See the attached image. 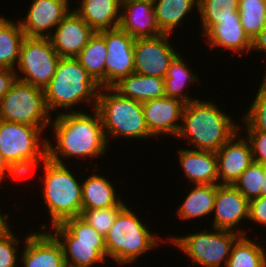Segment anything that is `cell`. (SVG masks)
Listing matches in <instances>:
<instances>
[{
    "label": "cell",
    "instance_id": "1",
    "mask_svg": "<svg viewBox=\"0 0 266 267\" xmlns=\"http://www.w3.org/2000/svg\"><path fill=\"white\" fill-rule=\"evenodd\" d=\"M92 110L94 115L76 109L64 113L57 111L58 114L56 113V117L50 124L55 135L53 140L56 141V146L51 144V140H47L50 160L66 164L62 160L66 159L65 157L93 159L106 154L109 144L105 139L103 123L98 111L93 108Z\"/></svg>",
    "mask_w": 266,
    "mask_h": 267
},
{
    "label": "cell",
    "instance_id": "2",
    "mask_svg": "<svg viewBox=\"0 0 266 267\" xmlns=\"http://www.w3.org/2000/svg\"><path fill=\"white\" fill-rule=\"evenodd\" d=\"M213 101L195 100L184 105L177 138L188 140L194 150L218 151L239 130L240 125Z\"/></svg>",
    "mask_w": 266,
    "mask_h": 267
},
{
    "label": "cell",
    "instance_id": "3",
    "mask_svg": "<svg viewBox=\"0 0 266 267\" xmlns=\"http://www.w3.org/2000/svg\"><path fill=\"white\" fill-rule=\"evenodd\" d=\"M100 85L75 57H61L54 76L44 88L49 113L59 108L71 112L74 105L87 102L96 108Z\"/></svg>",
    "mask_w": 266,
    "mask_h": 267
},
{
    "label": "cell",
    "instance_id": "4",
    "mask_svg": "<svg viewBox=\"0 0 266 267\" xmlns=\"http://www.w3.org/2000/svg\"><path fill=\"white\" fill-rule=\"evenodd\" d=\"M95 109L100 114L107 143L123 136L144 140L153 137L145 122L142 102L122 96L113 87L100 88Z\"/></svg>",
    "mask_w": 266,
    "mask_h": 267
},
{
    "label": "cell",
    "instance_id": "5",
    "mask_svg": "<svg viewBox=\"0 0 266 267\" xmlns=\"http://www.w3.org/2000/svg\"><path fill=\"white\" fill-rule=\"evenodd\" d=\"M51 229L50 233L61 245L67 267H93L106 262L105 237L80 216L66 219Z\"/></svg>",
    "mask_w": 266,
    "mask_h": 267
},
{
    "label": "cell",
    "instance_id": "6",
    "mask_svg": "<svg viewBox=\"0 0 266 267\" xmlns=\"http://www.w3.org/2000/svg\"><path fill=\"white\" fill-rule=\"evenodd\" d=\"M142 219L125 206L117 215L105 236L107 258L125 266L136 262L140 255L155 249L161 243L159 237L143 224Z\"/></svg>",
    "mask_w": 266,
    "mask_h": 267
},
{
    "label": "cell",
    "instance_id": "7",
    "mask_svg": "<svg viewBox=\"0 0 266 267\" xmlns=\"http://www.w3.org/2000/svg\"><path fill=\"white\" fill-rule=\"evenodd\" d=\"M42 196L50 215L51 226L82 213V182L66 167L48 158L43 164Z\"/></svg>",
    "mask_w": 266,
    "mask_h": 267
},
{
    "label": "cell",
    "instance_id": "8",
    "mask_svg": "<svg viewBox=\"0 0 266 267\" xmlns=\"http://www.w3.org/2000/svg\"><path fill=\"white\" fill-rule=\"evenodd\" d=\"M211 229L212 232L205 229L187 236L167 237L166 242L170 241L169 243L179 247L192 259L193 265L222 267L224 264L226 267L232 245L240 235L228 230Z\"/></svg>",
    "mask_w": 266,
    "mask_h": 267
},
{
    "label": "cell",
    "instance_id": "9",
    "mask_svg": "<svg viewBox=\"0 0 266 267\" xmlns=\"http://www.w3.org/2000/svg\"><path fill=\"white\" fill-rule=\"evenodd\" d=\"M0 120L46 128L52 122L44 89L16 81L0 101Z\"/></svg>",
    "mask_w": 266,
    "mask_h": 267
},
{
    "label": "cell",
    "instance_id": "10",
    "mask_svg": "<svg viewBox=\"0 0 266 267\" xmlns=\"http://www.w3.org/2000/svg\"><path fill=\"white\" fill-rule=\"evenodd\" d=\"M60 58L49 38L25 37L15 69L16 78L44 89L54 76Z\"/></svg>",
    "mask_w": 266,
    "mask_h": 267
},
{
    "label": "cell",
    "instance_id": "11",
    "mask_svg": "<svg viewBox=\"0 0 266 267\" xmlns=\"http://www.w3.org/2000/svg\"><path fill=\"white\" fill-rule=\"evenodd\" d=\"M44 129L0 120V152L7 163L39 154L47 146Z\"/></svg>",
    "mask_w": 266,
    "mask_h": 267
},
{
    "label": "cell",
    "instance_id": "12",
    "mask_svg": "<svg viewBox=\"0 0 266 267\" xmlns=\"http://www.w3.org/2000/svg\"><path fill=\"white\" fill-rule=\"evenodd\" d=\"M161 34L153 38H136L134 40V73L165 78L168 67L179 54L169 37Z\"/></svg>",
    "mask_w": 266,
    "mask_h": 267
},
{
    "label": "cell",
    "instance_id": "13",
    "mask_svg": "<svg viewBox=\"0 0 266 267\" xmlns=\"http://www.w3.org/2000/svg\"><path fill=\"white\" fill-rule=\"evenodd\" d=\"M107 46L105 87H113L122 78L134 73V38L120 27L99 32Z\"/></svg>",
    "mask_w": 266,
    "mask_h": 267
},
{
    "label": "cell",
    "instance_id": "14",
    "mask_svg": "<svg viewBox=\"0 0 266 267\" xmlns=\"http://www.w3.org/2000/svg\"><path fill=\"white\" fill-rule=\"evenodd\" d=\"M213 213L215 214L211 228L246 235L247 232L241 230L239 224L242 223L241 220H248L249 201L234 185L217 186Z\"/></svg>",
    "mask_w": 266,
    "mask_h": 267
},
{
    "label": "cell",
    "instance_id": "15",
    "mask_svg": "<svg viewBox=\"0 0 266 267\" xmlns=\"http://www.w3.org/2000/svg\"><path fill=\"white\" fill-rule=\"evenodd\" d=\"M69 3V0H33L25 18L18 20L25 36L48 38L71 11Z\"/></svg>",
    "mask_w": 266,
    "mask_h": 267
},
{
    "label": "cell",
    "instance_id": "16",
    "mask_svg": "<svg viewBox=\"0 0 266 267\" xmlns=\"http://www.w3.org/2000/svg\"><path fill=\"white\" fill-rule=\"evenodd\" d=\"M239 136L238 131L216 151L218 184L234 185L254 162L249 141L244 136Z\"/></svg>",
    "mask_w": 266,
    "mask_h": 267
},
{
    "label": "cell",
    "instance_id": "17",
    "mask_svg": "<svg viewBox=\"0 0 266 267\" xmlns=\"http://www.w3.org/2000/svg\"><path fill=\"white\" fill-rule=\"evenodd\" d=\"M184 105L179 99L170 97L142 102L145 122L153 138L161 134L178 135Z\"/></svg>",
    "mask_w": 266,
    "mask_h": 267
},
{
    "label": "cell",
    "instance_id": "18",
    "mask_svg": "<svg viewBox=\"0 0 266 267\" xmlns=\"http://www.w3.org/2000/svg\"><path fill=\"white\" fill-rule=\"evenodd\" d=\"M95 31L72 9L48 37L60 57H76Z\"/></svg>",
    "mask_w": 266,
    "mask_h": 267
},
{
    "label": "cell",
    "instance_id": "19",
    "mask_svg": "<svg viewBox=\"0 0 266 267\" xmlns=\"http://www.w3.org/2000/svg\"><path fill=\"white\" fill-rule=\"evenodd\" d=\"M46 227L44 224L40 228L44 231H33L25 237L20 256L23 267H66L61 245L50 232H45Z\"/></svg>",
    "mask_w": 266,
    "mask_h": 267
},
{
    "label": "cell",
    "instance_id": "20",
    "mask_svg": "<svg viewBox=\"0 0 266 267\" xmlns=\"http://www.w3.org/2000/svg\"><path fill=\"white\" fill-rule=\"evenodd\" d=\"M119 27L134 39L161 35L153 2L147 0H122Z\"/></svg>",
    "mask_w": 266,
    "mask_h": 267
},
{
    "label": "cell",
    "instance_id": "21",
    "mask_svg": "<svg viewBox=\"0 0 266 267\" xmlns=\"http://www.w3.org/2000/svg\"><path fill=\"white\" fill-rule=\"evenodd\" d=\"M179 162L192 184H218L217 155L214 151L179 148Z\"/></svg>",
    "mask_w": 266,
    "mask_h": 267
},
{
    "label": "cell",
    "instance_id": "22",
    "mask_svg": "<svg viewBox=\"0 0 266 267\" xmlns=\"http://www.w3.org/2000/svg\"><path fill=\"white\" fill-rule=\"evenodd\" d=\"M206 44L212 48L229 49L236 55L251 52L252 40L245 33L240 19L218 20L205 34Z\"/></svg>",
    "mask_w": 266,
    "mask_h": 267
},
{
    "label": "cell",
    "instance_id": "23",
    "mask_svg": "<svg viewBox=\"0 0 266 267\" xmlns=\"http://www.w3.org/2000/svg\"><path fill=\"white\" fill-rule=\"evenodd\" d=\"M80 2L74 10L95 32L119 27L122 0H80Z\"/></svg>",
    "mask_w": 266,
    "mask_h": 267
},
{
    "label": "cell",
    "instance_id": "24",
    "mask_svg": "<svg viewBox=\"0 0 266 267\" xmlns=\"http://www.w3.org/2000/svg\"><path fill=\"white\" fill-rule=\"evenodd\" d=\"M113 88L122 96L139 102L165 97L164 78L137 73L122 78Z\"/></svg>",
    "mask_w": 266,
    "mask_h": 267
},
{
    "label": "cell",
    "instance_id": "25",
    "mask_svg": "<svg viewBox=\"0 0 266 267\" xmlns=\"http://www.w3.org/2000/svg\"><path fill=\"white\" fill-rule=\"evenodd\" d=\"M82 181V210L116 206L120 197L112 182L95 171Z\"/></svg>",
    "mask_w": 266,
    "mask_h": 267
},
{
    "label": "cell",
    "instance_id": "26",
    "mask_svg": "<svg viewBox=\"0 0 266 267\" xmlns=\"http://www.w3.org/2000/svg\"><path fill=\"white\" fill-rule=\"evenodd\" d=\"M198 5L199 0H154L156 22L161 34L172 35L194 7L198 10Z\"/></svg>",
    "mask_w": 266,
    "mask_h": 267
},
{
    "label": "cell",
    "instance_id": "27",
    "mask_svg": "<svg viewBox=\"0 0 266 267\" xmlns=\"http://www.w3.org/2000/svg\"><path fill=\"white\" fill-rule=\"evenodd\" d=\"M219 184L196 185L186 196L184 202L177 209L179 218L191 220L211 215L214 210V199ZM211 213V214H210Z\"/></svg>",
    "mask_w": 266,
    "mask_h": 267
},
{
    "label": "cell",
    "instance_id": "28",
    "mask_svg": "<svg viewBox=\"0 0 266 267\" xmlns=\"http://www.w3.org/2000/svg\"><path fill=\"white\" fill-rule=\"evenodd\" d=\"M25 37L18 20L0 16V68L16 69Z\"/></svg>",
    "mask_w": 266,
    "mask_h": 267
},
{
    "label": "cell",
    "instance_id": "29",
    "mask_svg": "<svg viewBox=\"0 0 266 267\" xmlns=\"http://www.w3.org/2000/svg\"><path fill=\"white\" fill-rule=\"evenodd\" d=\"M105 38L95 32L89 39L87 45L75 57L86 69L93 80L105 88V61L107 56Z\"/></svg>",
    "mask_w": 266,
    "mask_h": 267
},
{
    "label": "cell",
    "instance_id": "30",
    "mask_svg": "<svg viewBox=\"0 0 266 267\" xmlns=\"http://www.w3.org/2000/svg\"><path fill=\"white\" fill-rule=\"evenodd\" d=\"M187 67L186 61L178 54L168 67L166 77L164 78L165 97L177 98L187 104L198 98H190L184 91L187 83H200L198 76L191 72Z\"/></svg>",
    "mask_w": 266,
    "mask_h": 267
},
{
    "label": "cell",
    "instance_id": "31",
    "mask_svg": "<svg viewBox=\"0 0 266 267\" xmlns=\"http://www.w3.org/2000/svg\"><path fill=\"white\" fill-rule=\"evenodd\" d=\"M263 247L247 235H240L232 245L226 267H265Z\"/></svg>",
    "mask_w": 266,
    "mask_h": 267
},
{
    "label": "cell",
    "instance_id": "32",
    "mask_svg": "<svg viewBox=\"0 0 266 267\" xmlns=\"http://www.w3.org/2000/svg\"><path fill=\"white\" fill-rule=\"evenodd\" d=\"M239 0H199L198 11L203 35L218 20L240 19L238 12Z\"/></svg>",
    "mask_w": 266,
    "mask_h": 267
},
{
    "label": "cell",
    "instance_id": "33",
    "mask_svg": "<svg viewBox=\"0 0 266 267\" xmlns=\"http://www.w3.org/2000/svg\"><path fill=\"white\" fill-rule=\"evenodd\" d=\"M238 12L241 25L253 40L263 29L266 18V0H239Z\"/></svg>",
    "mask_w": 266,
    "mask_h": 267
},
{
    "label": "cell",
    "instance_id": "34",
    "mask_svg": "<svg viewBox=\"0 0 266 267\" xmlns=\"http://www.w3.org/2000/svg\"><path fill=\"white\" fill-rule=\"evenodd\" d=\"M264 74L248 112L242 116L246 132H266V71Z\"/></svg>",
    "mask_w": 266,
    "mask_h": 267
},
{
    "label": "cell",
    "instance_id": "35",
    "mask_svg": "<svg viewBox=\"0 0 266 267\" xmlns=\"http://www.w3.org/2000/svg\"><path fill=\"white\" fill-rule=\"evenodd\" d=\"M263 181V164L253 162L240 175L234 186L248 201H251L253 199L261 197V188L263 186Z\"/></svg>",
    "mask_w": 266,
    "mask_h": 267
},
{
    "label": "cell",
    "instance_id": "36",
    "mask_svg": "<svg viewBox=\"0 0 266 267\" xmlns=\"http://www.w3.org/2000/svg\"><path fill=\"white\" fill-rule=\"evenodd\" d=\"M126 206L120 201L116 206L100 209L82 210L80 217L105 237L112 227L118 213Z\"/></svg>",
    "mask_w": 266,
    "mask_h": 267
},
{
    "label": "cell",
    "instance_id": "37",
    "mask_svg": "<svg viewBox=\"0 0 266 267\" xmlns=\"http://www.w3.org/2000/svg\"><path fill=\"white\" fill-rule=\"evenodd\" d=\"M48 147L46 146L39 154L30 157H24L16 161L8 162L7 174L17 181L35 168L45 164L48 160ZM26 174V175H25Z\"/></svg>",
    "mask_w": 266,
    "mask_h": 267
},
{
    "label": "cell",
    "instance_id": "38",
    "mask_svg": "<svg viewBox=\"0 0 266 267\" xmlns=\"http://www.w3.org/2000/svg\"><path fill=\"white\" fill-rule=\"evenodd\" d=\"M18 238L20 237L15 236L10 226L0 234V267L17 266Z\"/></svg>",
    "mask_w": 266,
    "mask_h": 267
},
{
    "label": "cell",
    "instance_id": "39",
    "mask_svg": "<svg viewBox=\"0 0 266 267\" xmlns=\"http://www.w3.org/2000/svg\"><path fill=\"white\" fill-rule=\"evenodd\" d=\"M253 161L259 164L266 163V132H247Z\"/></svg>",
    "mask_w": 266,
    "mask_h": 267
},
{
    "label": "cell",
    "instance_id": "40",
    "mask_svg": "<svg viewBox=\"0 0 266 267\" xmlns=\"http://www.w3.org/2000/svg\"><path fill=\"white\" fill-rule=\"evenodd\" d=\"M249 221L266 226V197L249 201Z\"/></svg>",
    "mask_w": 266,
    "mask_h": 267
},
{
    "label": "cell",
    "instance_id": "41",
    "mask_svg": "<svg viewBox=\"0 0 266 267\" xmlns=\"http://www.w3.org/2000/svg\"><path fill=\"white\" fill-rule=\"evenodd\" d=\"M16 81L15 69L0 68V101Z\"/></svg>",
    "mask_w": 266,
    "mask_h": 267
},
{
    "label": "cell",
    "instance_id": "42",
    "mask_svg": "<svg viewBox=\"0 0 266 267\" xmlns=\"http://www.w3.org/2000/svg\"><path fill=\"white\" fill-rule=\"evenodd\" d=\"M252 52H266V18L262 31L252 40Z\"/></svg>",
    "mask_w": 266,
    "mask_h": 267
},
{
    "label": "cell",
    "instance_id": "43",
    "mask_svg": "<svg viewBox=\"0 0 266 267\" xmlns=\"http://www.w3.org/2000/svg\"><path fill=\"white\" fill-rule=\"evenodd\" d=\"M7 166L8 163L4 159L2 153L0 152V183L4 180V177L7 175Z\"/></svg>",
    "mask_w": 266,
    "mask_h": 267
},
{
    "label": "cell",
    "instance_id": "44",
    "mask_svg": "<svg viewBox=\"0 0 266 267\" xmlns=\"http://www.w3.org/2000/svg\"><path fill=\"white\" fill-rule=\"evenodd\" d=\"M10 218L9 214L5 213L2 214V212H0V234L2 232H4L8 227V223H7V219Z\"/></svg>",
    "mask_w": 266,
    "mask_h": 267
},
{
    "label": "cell",
    "instance_id": "45",
    "mask_svg": "<svg viewBox=\"0 0 266 267\" xmlns=\"http://www.w3.org/2000/svg\"><path fill=\"white\" fill-rule=\"evenodd\" d=\"M264 181L261 188V197H266V163L263 164Z\"/></svg>",
    "mask_w": 266,
    "mask_h": 267
}]
</instances>
